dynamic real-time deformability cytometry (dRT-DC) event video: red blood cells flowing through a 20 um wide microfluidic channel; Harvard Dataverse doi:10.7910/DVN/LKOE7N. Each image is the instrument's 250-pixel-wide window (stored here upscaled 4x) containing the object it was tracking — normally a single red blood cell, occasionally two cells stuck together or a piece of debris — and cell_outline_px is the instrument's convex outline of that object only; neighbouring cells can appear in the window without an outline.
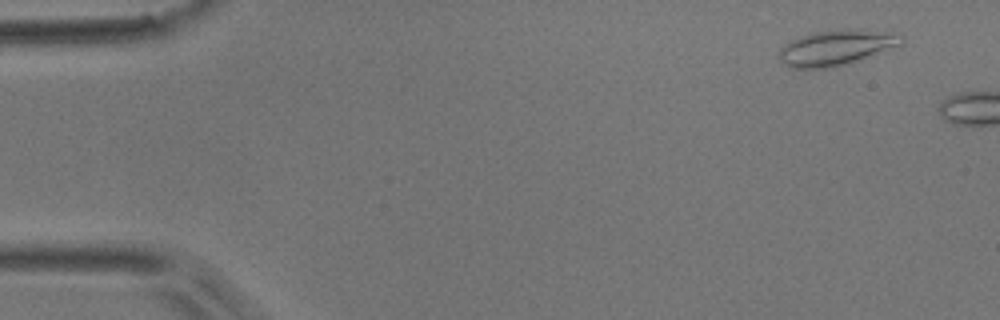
{"species": "common noctule bat (a hibernating species)", "species_latin": "Nyctalus noctula", "temperature_condition": "room temperature", "stored_images_in_passage": 3, "camera_frame_rate_fps": 3000, "um_per_image_px": 0.085, "animal": {"sex": "male", "body_mass_g": 17.9}, "frame": {"image": 1, "passage_image": 2, "time_ms": 1.0, "image_size_px": [1000, 320], "cell_outline_px": [[904, 44], [844, 64], [828, 68], [792, 68], [784, 64], [780, 60], [780, 48], [784, 44], [792, 40], [812, 32], [844, 28], [860, 28], [892, 32], [904, 36]], "centroid_in_image_um": [71.12, 4.01], "position_along_channel_um": 13.9, "area_um2": 25.32}}